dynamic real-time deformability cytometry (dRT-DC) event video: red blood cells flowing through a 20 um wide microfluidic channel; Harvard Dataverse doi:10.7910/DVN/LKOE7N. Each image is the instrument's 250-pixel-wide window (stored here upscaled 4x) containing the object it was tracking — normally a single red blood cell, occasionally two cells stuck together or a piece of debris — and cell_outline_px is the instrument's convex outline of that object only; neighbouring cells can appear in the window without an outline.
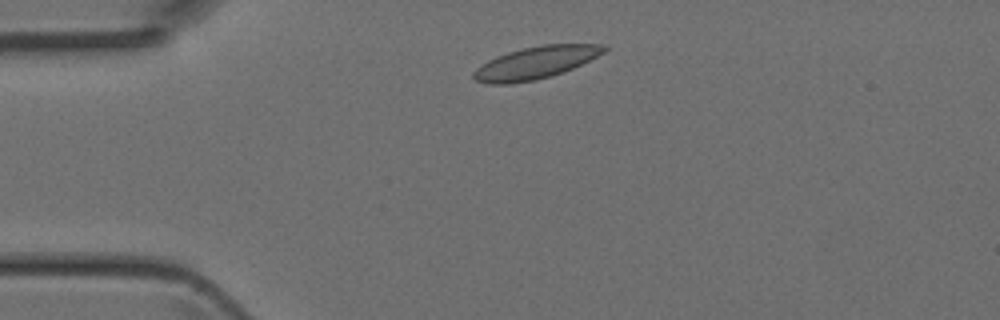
{"species": "Egyptian fruit bat (a non-hibernating species)", "species_latin": "Rousettus aegyptiacus", "temperature_condition": "room temperature", "stored_images_in_passage": 3, "camera_frame_rate_fps": 3000, "um_per_image_px": 0.085, "animal": {"sex": "female"}, "frame": {"image": 1, "passage_image": 2, "time_ms": 0.333, "image_size_px": [1000, 320], "cell_outline_px": [[608, 48], [604, 52], [564, 72], [532, 80], [508, 84], [488, 84], [476, 80], [472, 76], [472, 72], [476, 68], [488, 60], [496, 56], [508, 52], [540, 44], [600, 44]], "centroid_in_image_um": [45.48, 5.32], "position_along_channel_um": 39.5, "area_um2": 24.22}}